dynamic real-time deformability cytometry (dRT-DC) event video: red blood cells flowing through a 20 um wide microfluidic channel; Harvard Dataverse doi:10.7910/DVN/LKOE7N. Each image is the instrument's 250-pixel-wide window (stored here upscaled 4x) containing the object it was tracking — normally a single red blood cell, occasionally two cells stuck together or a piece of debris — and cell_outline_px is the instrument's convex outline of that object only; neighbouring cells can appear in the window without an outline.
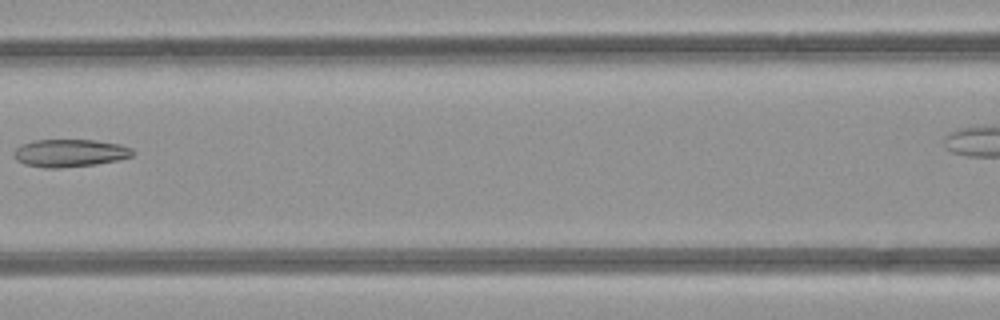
{"species": "common noctule bat (a hibernating species)", "species_latin": "Nyctalus noctula", "temperature_condition": "room temperature", "stored_images_in_passage": 6, "camera_frame_rate_fps": 3000, "um_per_image_px": 0.085, "animal": {"sex": "female", "body_mass_g": 21.9}, "frame": {"image": 1, "passage_image": 6, "time_ms": 6.0, "image_size_px": [1000, 320], "cell_outline_px": [[136, 152], [132, 156], [116, 160], [96, 164], [56, 168], [48, 168], [24, 164], [16, 160], [12, 156], [16, 148], [20, 144], [32, 140], [96, 140], [120, 144], [132, 148]], "centroid_in_image_um": [5.92, 13.0], "position_along_channel_um": 160.7, "area_um2": 19.25}}